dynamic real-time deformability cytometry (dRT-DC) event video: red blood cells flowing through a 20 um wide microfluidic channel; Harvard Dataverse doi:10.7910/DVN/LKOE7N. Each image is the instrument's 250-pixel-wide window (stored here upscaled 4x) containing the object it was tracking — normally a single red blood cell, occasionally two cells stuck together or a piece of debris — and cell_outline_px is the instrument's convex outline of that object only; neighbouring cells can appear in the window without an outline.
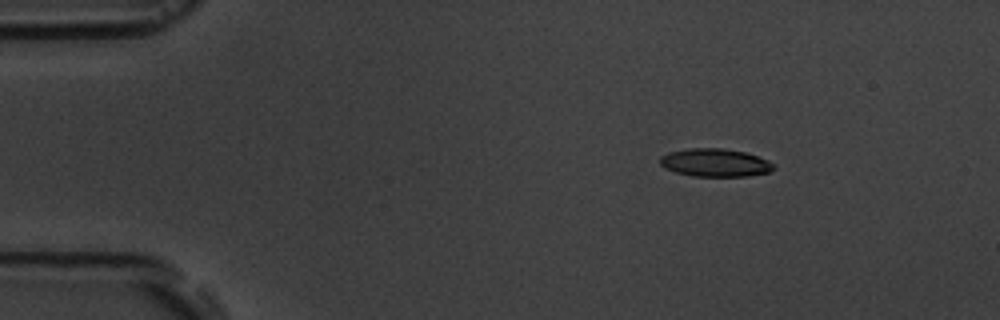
{"species": "common noctule bat (a hibernating species)", "species_latin": "Nyctalus noctula", "temperature_condition": "room temperature", "stored_images_in_passage": 10, "camera_frame_rate_fps": 3000, "um_per_image_px": 0.085, "animal": {"sex": "male", "body_mass_g": 19.5, "forearm_length_mm": 54.6}, "frame": {"image": 1, "passage_image": 1, "time_ms": 0.0, "image_size_px": [1000, 320], "cell_outline_px": [[776, 168], [768, 172], [748, 176], [692, 176], [676, 172], [664, 168], [660, 164], [660, 156], [668, 152], [688, 148], [724, 148], [744, 152], [768, 160], [776, 164]], "centroid_in_image_um": [60.78, 13.82], "position_along_channel_um": 24.2, "area_um2": 18.67}}
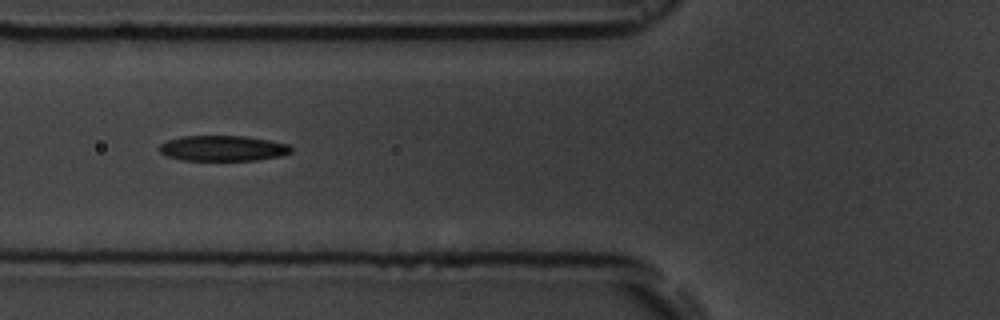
{"frame": {"image": 2, "passage_image": 5, "time_ms": 4.333, "image_size_px": [1000, 320], "cell_outline_px": [[292, 152], [280, 156], [256, 160], [184, 160], [168, 156], [160, 152], [160, 144], [168, 140], [184, 136], [244, 136], [268, 140], [288, 144], [292, 148]], "centroid_in_image_um": [18.96, 12.6], "position_along_channel_um": 106.8, "area_um2": 19.36}}
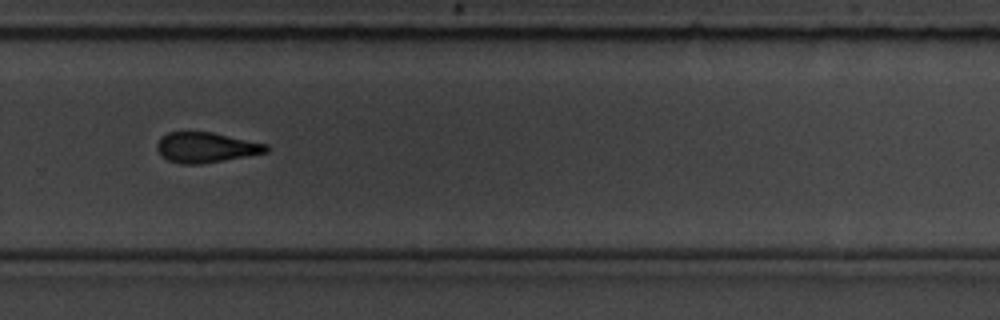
{"frame": {"image": 3, "passage_image": 10, "time_ms": 10.0, "image_size_px": [1000, 320], "cell_outline_px": [[268, 152], [200, 164], [180, 164], [168, 160], [160, 156], [156, 148], [156, 144], [160, 136], [168, 132], [212, 132], [268, 144]], "centroid_in_image_um": [17.46, 12.53], "position_along_channel_um": 312.3, "area_um2": 19.31}}